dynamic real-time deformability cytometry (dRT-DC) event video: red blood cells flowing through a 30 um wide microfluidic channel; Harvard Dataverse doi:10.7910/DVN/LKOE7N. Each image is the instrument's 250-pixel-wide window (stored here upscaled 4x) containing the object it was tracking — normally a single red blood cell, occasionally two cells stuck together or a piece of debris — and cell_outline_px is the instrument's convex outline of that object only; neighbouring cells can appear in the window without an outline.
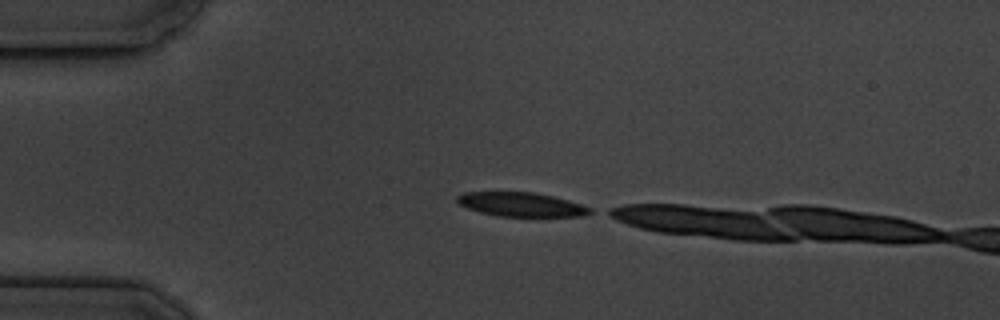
{"species": "common noctule bat (a hibernating species)", "species_latin": "Nyctalus noctula", "temperature_condition": "cold", "stored_images_in_passage": 3, "camera_frame_rate_fps": 3000, "um_per_image_px": 0.085, "animal": {"sex": "male", "body_mass_g": 19.5, "forearm_length_mm": 54.6}, "frame": {"image": 1, "passage_image": 1, "time_ms": 0.0, "image_size_px": [1000, 320], "cell_outline_px": [[592, 212], [584, 216], [496, 216], [480, 212], [468, 208], [460, 204], [456, 200], [456, 196], [464, 192], [532, 192], [552, 196], [568, 200], [592, 208]], "centroid_in_image_um": [44.29, 17.38], "position_along_channel_um": 40.7, "area_um2": 18.55}}